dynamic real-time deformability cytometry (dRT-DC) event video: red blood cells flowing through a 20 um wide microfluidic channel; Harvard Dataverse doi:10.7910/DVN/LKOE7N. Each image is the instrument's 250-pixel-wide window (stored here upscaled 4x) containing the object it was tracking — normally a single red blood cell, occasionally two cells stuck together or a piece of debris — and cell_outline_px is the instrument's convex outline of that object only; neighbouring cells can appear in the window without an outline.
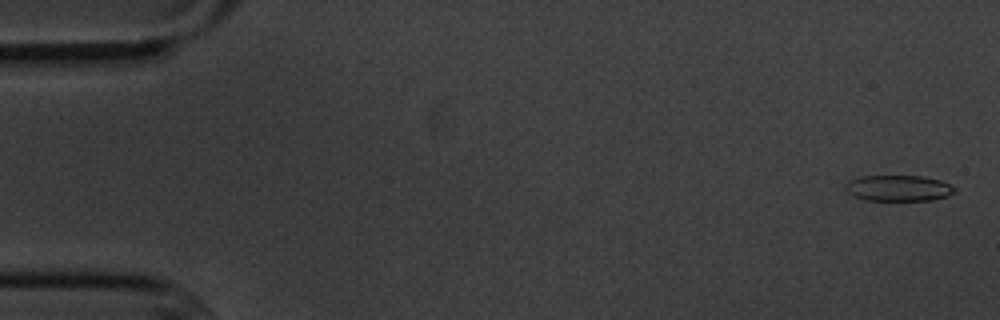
{"species": "common noctule bat (a hibernating species)", "species_latin": "Nyctalus noctula", "temperature_condition": "cold", "stored_images_in_passage": 5, "camera_frame_rate_fps": 3000, "um_per_image_px": 0.085, "animal": {"sex": "male", "body_mass_g": 20.1, "forearm_length_mm": 53.5}, "frame": {"image": 1, "passage_image": 5, "time_ms": 5.667, "image_size_px": [1000, 320], "cell_outline_px": [[956, 192], [948, 196], [932, 200], [864, 200], [848, 192], [844, 188], [844, 184], [852, 180], [864, 176], [924, 176], [940, 180], [956, 188]], "centroid_in_image_um": [76.4, 15.99], "position_along_channel_um": 8.6, "area_um2": 16.42}}